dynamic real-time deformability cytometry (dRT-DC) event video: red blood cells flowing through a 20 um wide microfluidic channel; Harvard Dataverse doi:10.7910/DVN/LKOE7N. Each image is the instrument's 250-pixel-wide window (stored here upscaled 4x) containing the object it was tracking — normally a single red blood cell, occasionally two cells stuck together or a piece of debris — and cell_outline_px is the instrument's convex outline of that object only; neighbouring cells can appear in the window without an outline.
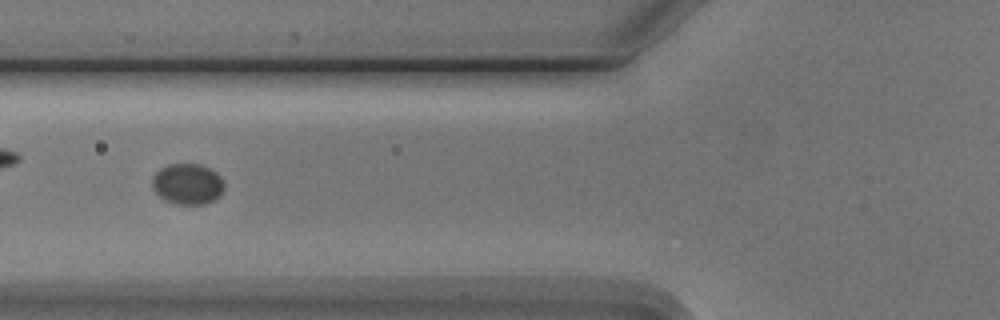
{"species": "Egyptian fruit bat (a non-hibernating species)", "species_latin": "Rousettus aegyptiacus", "temperature_condition": "cold", "stored_images_in_passage": 10, "camera_frame_rate_fps": 3000, "um_per_image_px": 0.085, "animal": {"sex": "male"}, "frame": {"image": 1, "passage_image": 6, "time_ms": 7.0, "image_size_px": [1000, 320], "cell_outline_px": [[224, 188], [220, 196], [204, 204], [172, 204], [164, 200], [152, 188], [152, 176], [160, 168], [168, 164], [200, 164], [212, 168], [220, 176], [224, 184]], "centroid_in_image_um": [15.94, 15.63], "position_along_channel_um": 109.9, "area_um2": 17.34}}
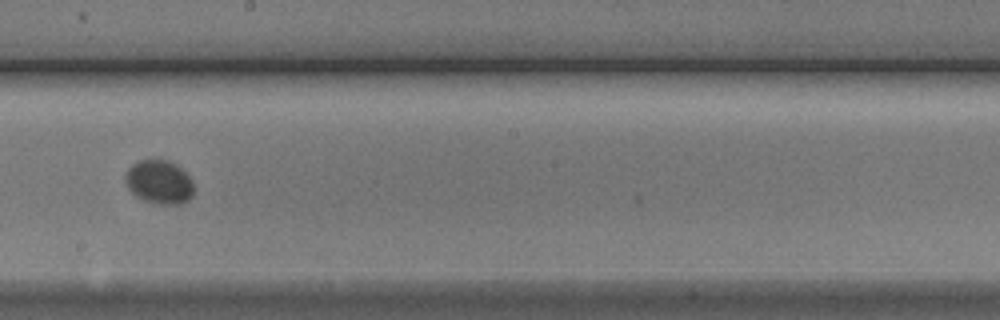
{"frame": {"image": 2, "passage_image": 9, "time_ms": 10.333, "image_size_px": [1000, 320], "cell_outline_px": [[192, 196], [188, 200], [180, 204], [156, 204], [144, 200], [136, 196], [128, 188], [124, 180], [124, 176], [128, 168], [132, 164], [140, 160], [168, 160], [176, 164], [192, 180]], "centroid_in_image_um": [13.5, 15.47], "position_along_channel_um": 234.7, "area_um2": 17.4}}
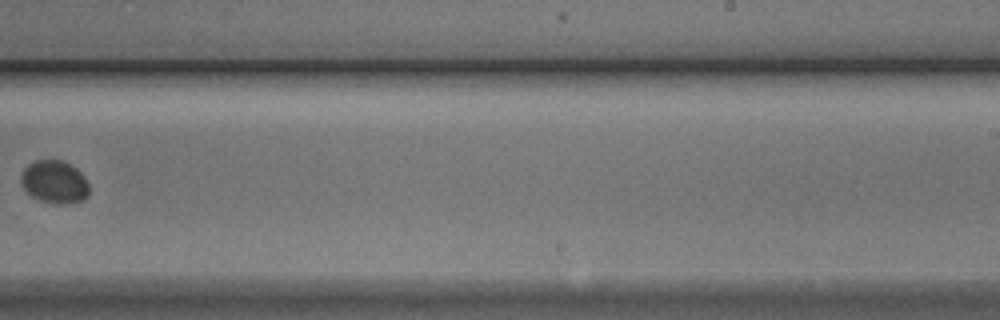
{"frame": {"image": 3, "passage_image": 10, "time_ms": 11.667, "image_size_px": [1000, 320], "cell_outline_px": [[88, 196], [84, 200], [72, 204], [52, 204], [40, 200], [32, 196], [20, 184], [20, 176], [24, 168], [28, 164], [36, 160], [60, 160], [76, 168], [84, 176], [88, 184]], "centroid_in_image_um": [4.63, 15.49], "position_along_channel_um": 284.4, "area_um2": 17.17}}